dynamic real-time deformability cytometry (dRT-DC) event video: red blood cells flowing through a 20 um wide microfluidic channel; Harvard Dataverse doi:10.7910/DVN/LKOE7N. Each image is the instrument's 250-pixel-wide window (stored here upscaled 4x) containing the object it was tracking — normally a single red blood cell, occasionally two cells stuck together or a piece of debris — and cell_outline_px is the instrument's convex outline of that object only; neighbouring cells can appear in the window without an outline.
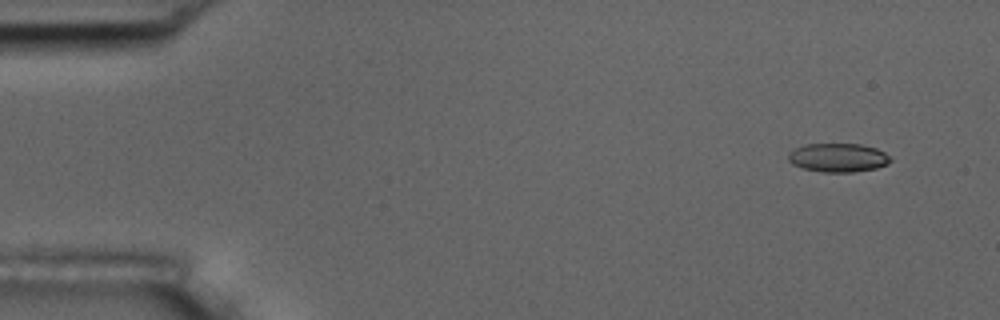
{"species": "common noctule bat (a hibernating species)", "species_latin": "Nyctalus noctula", "temperature_condition": "room temperature", "stored_images_in_passage": 5, "camera_frame_rate_fps": 3000, "um_per_image_px": 0.085, "animal": {"sex": "male", "body_mass_g": 17.5, "forearm_length_mm": 52.3}, "frame": {"image": 1, "passage_image": 1, "time_ms": 0.0, "image_size_px": [1000, 320], "cell_outline_px": [[892, 160], [888, 164], [876, 168], [852, 172], [824, 172], [800, 168], [792, 164], [788, 160], [788, 152], [804, 144], [860, 144], [876, 148], [884, 152]], "centroid_in_image_um": [71.21, 13.4], "position_along_channel_um": 13.8, "area_um2": 17.17}}
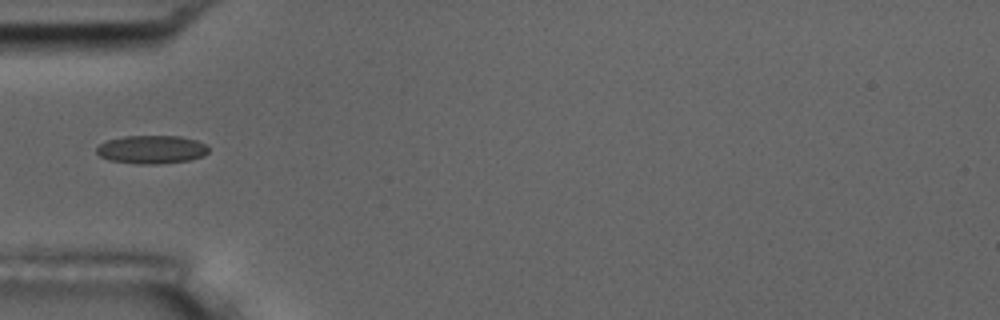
{"frame": {"image": 2, "passage_image": 5, "time_ms": 4.667, "image_size_px": [1000, 320], "cell_outline_px": [[208, 152], [204, 156], [188, 160], [160, 164], [136, 164], [108, 160], [100, 156], [96, 152], [96, 148], [100, 144], [108, 140], [124, 136], [180, 136], [196, 140], [204, 144], [208, 148]], "centroid_in_image_um": [12.87, 12.71], "position_along_channel_um": 72.1, "area_um2": 18.5}}